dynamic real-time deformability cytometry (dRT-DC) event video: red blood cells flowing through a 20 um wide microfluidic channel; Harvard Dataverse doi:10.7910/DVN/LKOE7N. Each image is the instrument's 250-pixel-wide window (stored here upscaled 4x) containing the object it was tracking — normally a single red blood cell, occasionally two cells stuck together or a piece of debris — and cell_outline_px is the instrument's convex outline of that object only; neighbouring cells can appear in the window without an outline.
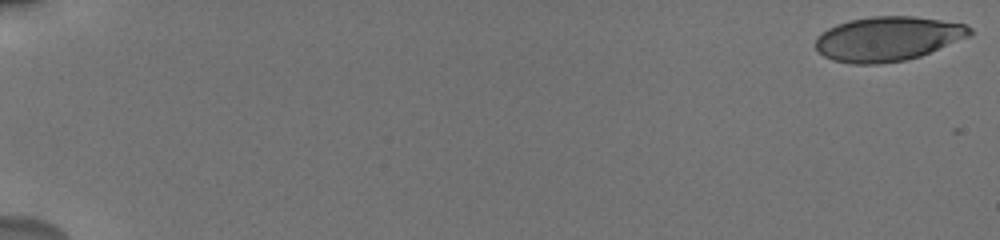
{"species": "human", "species_latin": "Homo sapiens", "temperature_condition": "cold", "stored_images_in_passage": 16, "camera_frame_rate_fps": 3000, "um_per_image_px": 0.085, "donor": {"sex": "male"}, "frame": {"image": 1, "passage_image": 1, "time_ms": 0.0, "image_size_px": [1000, 240], "cell_outline_px": [[972, 36], [920, 56], [904, 60], [880, 64], [852, 64], [832, 60], [824, 56], [816, 48], [816, 36], [828, 28], [836, 24], [848, 20], [872, 16], [912, 16], [940, 20], [964, 24], [972, 28]], "centroid_in_image_um": [75.46, 3.29], "position_along_channel_um": 9.5, "area_um2": 40.11}}
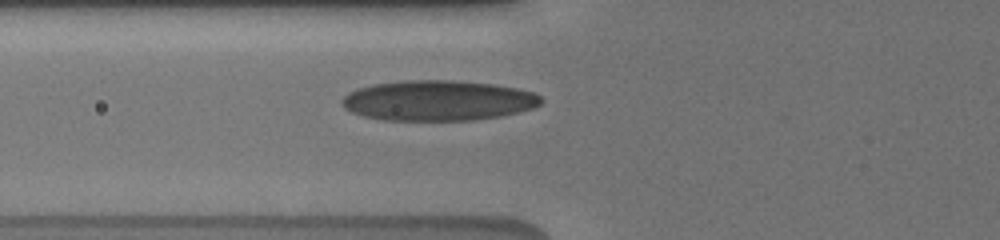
{"frame": {"image": 2, "passage_image": 11, "time_ms": 7.333, "image_size_px": [1000, 240], "cell_outline_px": [[544, 100], [540, 104], [532, 108], [500, 116], [476, 120], [384, 120], [364, 116], [352, 112], [344, 108], [340, 104], [340, 100], [348, 92], [356, 88], [372, 84], [404, 80], [452, 80], [492, 84], [516, 88], [532, 92], [540, 96]], "centroid_in_image_um": [37.18, 8.54], "position_along_channel_um": 88.6, "area_um2": 46.88}}
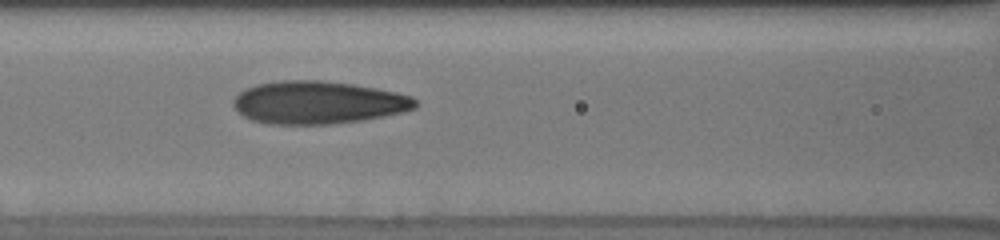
{"frame": {"image": 3, "passage_image": 13, "time_ms": 8.667, "image_size_px": [1000, 240], "cell_outline_px": [[420, 104], [416, 108], [404, 112], [364, 120], [332, 124], [268, 124], [252, 120], [244, 116], [232, 104], [232, 100], [244, 88], [256, 84], [280, 80], [320, 80], [352, 84], [376, 88], [396, 92], [412, 96]], "centroid_in_image_um": [27.06, 8.71], "position_along_channel_um": 139.5, "area_um2": 45.66}}